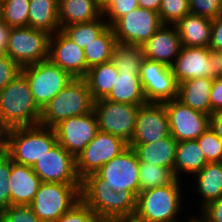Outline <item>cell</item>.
I'll return each instance as SVG.
<instances>
[{"mask_svg":"<svg viewBox=\"0 0 222 222\" xmlns=\"http://www.w3.org/2000/svg\"><path fill=\"white\" fill-rule=\"evenodd\" d=\"M128 147V143L122 138L98 130L85 149L75 157L78 177L83 180L96 173Z\"/></svg>","mask_w":222,"mask_h":222,"instance_id":"30bf717a","label":"cell"},{"mask_svg":"<svg viewBox=\"0 0 222 222\" xmlns=\"http://www.w3.org/2000/svg\"><path fill=\"white\" fill-rule=\"evenodd\" d=\"M139 105L116 103L106 99L94 101L98 130L132 141Z\"/></svg>","mask_w":222,"mask_h":222,"instance_id":"8fae6325","label":"cell"},{"mask_svg":"<svg viewBox=\"0 0 222 222\" xmlns=\"http://www.w3.org/2000/svg\"><path fill=\"white\" fill-rule=\"evenodd\" d=\"M170 135L177 141L196 140L210 127V115L193 110L174 99L164 102Z\"/></svg>","mask_w":222,"mask_h":222,"instance_id":"9a60e30c","label":"cell"},{"mask_svg":"<svg viewBox=\"0 0 222 222\" xmlns=\"http://www.w3.org/2000/svg\"><path fill=\"white\" fill-rule=\"evenodd\" d=\"M209 48L215 54L222 52V14L212 20V32Z\"/></svg>","mask_w":222,"mask_h":222,"instance_id":"f6af8a7d","label":"cell"},{"mask_svg":"<svg viewBox=\"0 0 222 222\" xmlns=\"http://www.w3.org/2000/svg\"><path fill=\"white\" fill-rule=\"evenodd\" d=\"M118 75L119 72L112 61L94 66L87 71L83 79L94 101L104 99L110 93Z\"/></svg>","mask_w":222,"mask_h":222,"instance_id":"f546056e","label":"cell"},{"mask_svg":"<svg viewBox=\"0 0 222 222\" xmlns=\"http://www.w3.org/2000/svg\"><path fill=\"white\" fill-rule=\"evenodd\" d=\"M182 46L209 47L212 20L189 13L175 24Z\"/></svg>","mask_w":222,"mask_h":222,"instance_id":"cb8c5ba5","label":"cell"},{"mask_svg":"<svg viewBox=\"0 0 222 222\" xmlns=\"http://www.w3.org/2000/svg\"><path fill=\"white\" fill-rule=\"evenodd\" d=\"M190 13L215 19L221 14L222 0H188Z\"/></svg>","mask_w":222,"mask_h":222,"instance_id":"60d3db41","label":"cell"},{"mask_svg":"<svg viewBox=\"0 0 222 222\" xmlns=\"http://www.w3.org/2000/svg\"><path fill=\"white\" fill-rule=\"evenodd\" d=\"M139 7L137 0H115L104 12L103 16L109 20L108 26H112L120 17Z\"/></svg>","mask_w":222,"mask_h":222,"instance_id":"b9f144b4","label":"cell"},{"mask_svg":"<svg viewBox=\"0 0 222 222\" xmlns=\"http://www.w3.org/2000/svg\"><path fill=\"white\" fill-rule=\"evenodd\" d=\"M0 222H42L30 205H11L0 212Z\"/></svg>","mask_w":222,"mask_h":222,"instance_id":"f35d334b","label":"cell"},{"mask_svg":"<svg viewBox=\"0 0 222 222\" xmlns=\"http://www.w3.org/2000/svg\"><path fill=\"white\" fill-rule=\"evenodd\" d=\"M139 164L135 151L128 147L96 173L81 180V185H106L116 193L129 190L137 197L140 192Z\"/></svg>","mask_w":222,"mask_h":222,"instance_id":"5b68a950","label":"cell"},{"mask_svg":"<svg viewBox=\"0 0 222 222\" xmlns=\"http://www.w3.org/2000/svg\"><path fill=\"white\" fill-rule=\"evenodd\" d=\"M41 182L81 184L76 171V160L58 142L34 166Z\"/></svg>","mask_w":222,"mask_h":222,"instance_id":"2e32d148","label":"cell"},{"mask_svg":"<svg viewBox=\"0 0 222 222\" xmlns=\"http://www.w3.org/2000/svg\"><path fill=\"white\" fill-rule=\"evenodd\" d=\"M116 44L114 31L111 26H108L83 49L87 71L94 66L112 61V51Z\"/></svg>","mask_w":222,"mask_h":222,"instance_id":"4dcf8cb0","label":"cell"},{"mask_svg":"<svg viewBox=\"0 0 222 222\" xmlns=\"http://www.w3.org/2000/svg\"><path fill=\"white\" fill-rule=\"evenodd\" d=\"M48 59L60 66L72 78H84L87 64L83 48L57 31L49 38Z\"/></svg>","mask_w":222,"mask_h":222,"instance_id":"d6986e66","label":"cell"},{"mask_svg":"<svg viewBox=\"0 0 222 222\" xmlns=\"http://www.w3.org/2000/svg\"><path fill=\"white\" fill-rule=\"evenodd\" d=\"M104 99L131 105L147 103L140 76H134L132 73H119L110 93Z\"/></svg>","mask_w":222,"mask_h":222,"instance_id":"4316f807","label":"cell"},{"mask_svg":"<svg viewBox=\"0 0 222 222\" xmlns=\"http://www.w3.org/2000/svg\"><path fill=\"white\" fill-rule=\"evenodd\" d=\"M163 25L159 13L137 7L111 27L119 44L142 46Z\"/></svg>","mask_w":222,"mask_h":222,"instance_id":"7c38bea8","label":"cell"},{"mask_svg":"<svg viewBox=\"0 0 222 222\" xmlns=\"http://www.w3.org/2000/svg\"><path fill=\"white\" fill-rule=\"evenodd\" d=\"M50 34L31 27L12 28L6 55L21 68L48 59Z\"/></svg>","mask_w":222,"mask_h":222,"instance_id":"9c48e42d","label":"cell"},{"mask_svg":"<svg viewBox=\"0 0 222 222\" xmlns=\"http://www.w3.org/2000/svg\"><path fill=\"white\" fill-rule=\"evenodd\" d=\"M177 143L178 142L169 135L153 143L128 144V146L135 151L140 163H150L168 168L174 175Z\"/></svg>","mask_w":222,"mask_h":222,"instance_id":"7402d4cb","label":"cell"},{"mask_svg":"<svg viewBox=\"0 0 222 222\" xmlns=\"http://www.w3.org/2000/svg\"><path fill=\"white\" fill-rule=\"evenodd\" d=\"M41 183L32 166L19 164L12 160L9 177L11 205H30Z\"/></svg>","mask_w":222,"mask_h":222,"instance_id":"44dd1931","label":"cell"},{"mask_svg":"<svg viewBox=\"0 0 222 222\" xmlns=\"http://www.w3.org/2000/svg\"><path fill=\"white\" fill-rule=\"evenodd\" d=\"M21 72L26 76L33 98L41 109L73 79L49 59L22 67Z\"/></svg>","mask_w":222,"mask_h":222,"instance_id":"ba28073f","label":"cell"},{"mask_svg":"<svg viewBox=\"0 0 222 222\" xmlns=\"http://www.w3.org/2000/svg\"><path fill=\"white\" fill-rule=\"evenodd\" d=\"M94 110V100L83 78H73L43 108L39 125L54 128L60 122Z\"/></svg>","mask_w":222,"mask_h":222,"instance_id":"277c9868","label":"cell"},{"mask_svg":"<svg viewBox=\"0 0 222 222\" xmlns=\"http://www.w3.org/2000/svg\"><path fill=\"white\" fill-rule=\"evenodd\" d=\"M171 68L177 84L199 77H220L217 57L209 47L182 46Z\"/></svg>","mask_w":222,"mask_h":222,"instance_id":"4fadbf2b","label":"cell"},{"mask_svg":"<svg viewBox=\"0 0 222 222\" xmlns=\"http://www.w3.org/2000/svg\"><path fill=\"white\" fill-rule=\"evenodd\" d=\"M169 135V119L164 103L139 105L134 136L129 144L153 143Z\"/></svg>","mask_w":222,"mask_h":222,"instance_id":"ac0fdd59","label":"cell"},{"mask_svg":"<svg viewBox=\"0 0 222 222\" xmlns=\"http://www.w3.org/2000/svg\"><path fill=\"white\" fill-rule=\"evenodd\" d=\"M196 218H190L187 222H193Z\"/></svg>","mask_w":222,"mask_h":222,"instance_id":"11a10c76","label":"cell"},{"mask_svg":"<svg viewBox=\"0 0 222 222\" xmlns=\"http://www.w3.org/2000/svg\"><path fill=\"white\" fill-rule=\"evenodd\" d=\"M143 59L142 46L117 43L112 51V62L119 73H132L134 76H139Z\"/></svg>","mask_w":222,"mask_h":222,"instance_id":"1f68e13d","label":"cell"},{"mask_svg":"<svg viewBox=\"0 0 222 222\" xmlns=\"http://www.w3.org/2000/svg\"><path fill=\"white\" fill-rule=\"evenodd\" d=\"M196 140L208 162H222V140L210 127Z\"/></svg>","mask_w":222,"mask_h":222,"instance_id":"74e56055","label":"cell"},{"mask_svg":"<svg viewBox=\"0 0 222 222\" xmlns=\"http://www.w3.org/2000/svg\"><path fill=\"white\" fill-rule=\"evenodd\" d=\"M218 60V65H219V73H220V77L222 78V52L215 54Z\"/></svg>","mask_w":222,"mask_h":222,"instance_id":"f5cc1de1","label":"cell"},{"mask_svg":"<svg viewBox=\"0 0 222 222\" xmlns=\"http://www.w3.org/2000/svg\"><path fill=\"white\" fill-rule=\"evenodd\" d=\"M81 184L42 182L30 204L42 222H56L81 200Z\"/></svg>","mask_w":222,"mask_h":222,"instance_id":"52a82bcc","label":"cell"},{"mask_svg":"<svg viewBox=\"0 0 222 222\" xmlns=\"http://www.w3.org/2000/svg\"><path fill=\"white\" fill-rule=\"evenodd\" d=\"M12 28L0 18V54H6Z\"/></svg>","mask_w":222,"mask_h":222,"instance_id":"7dc6e473","label":"cell"},{"mask_svg":"<svg viewBox=\"0 0 222 222\" xmlns=\"http://www.w3.org/2000/svg\"><path fill=\"white\" fill-rule=\"evenodd\" d=\"M159 16L163 24L175 25L190 13L188 0H161Z\"/></svg>","mask_w":222,"mask_h":222,"instance_id":"d590c367","label":"cell"},{"mask_svg":"<svg viewBox=\"0 0 222 222\" xmlns=\"http://www.w3.org/2000/svg\"><path fill=\"white\" fill-rule=\"evenodd\" d=\"M144 58L172 66L182 43L175 25L163 24L143 45Z\"/></svg>","mask_w":222,"mask_h":222,"instance_id":"ffe728a7","label":"cell"},{"mask_svg":"<svg viewBox=\"0 0 222 222\" xmlns=\"http://www.w3.org/2000/svg\"><path fill=\"white\" fill-rule=\"evenodd\" d=\"M81 200L100 218L133 219L137 197L129 190L114 192L106 185H81Z\"/></svg>","mask_w":222,"mask_h":222,"instance_id":"8992f818","label":"cell"},{"mask_svg":"<svg viewBox=\"0 0 222 222\" xmlns=\"http://www.w3.org/2000/svg\"><path fill=\"white\" fill-rule=\"evenodd\" d=\"M57 142L71 155L76 157L95 137L98 131V120L94 112L70 117L54 128Z\"/></svg>","mask_w":222,"mask_h":222,"instance_id":"e0dca14e","label":"cell"},{"mask_svg":"<svg viewBox=\"0 0 222 222\" xmlns=\"http://www.w3.org/2000/svg\"><path fill=\"white\" fill-rule=\"evenodd\" d=\"M2 132H1V130H0V145H1V141H2Z\"/></svg>","mask_w":222,"mask_h":222,"instance_id":"db71d44e","label":"cell"},{"mask_svg":"<svg viewBox=\"0 0 222 222\" xmlns=\"http://www.w3.org/2000/svg\"><path fill=\"white\" fill-rule=\"evenodd\" d=\"M105 17L101 16L90 22L75 23L63 27L60 31L79 47L85 48L107 27Z\"/></svg>","mask_w":222,"mask_h":222,"instance_id":"d6a6232c","label":"cell"},{"mask_svg":"<svg viewBox=\"0 0 222 222\" xmlns=\"http://www.w3.org/2000/svg\"><path fill=\"white\" fill-rule=\"evenodd\" d=\"M210 128L222 140V110L210 115Z\"/></svg>","mask_w":222,"mask_h":222,"instance_id":"c3c4849f","label":"cell"},{"mask_svg":"<svg viewBox=\"0 0 222 222\" xmlns=\"http://www.w3.org/2000/svg\"><path fill=\"white\" fill-rule=\"evenodd\" d=\"M42 109L33 98L26 76L17 77L0 91V130L39 125Z\"/></svg>","mask_w":222,"mask_h":222,"instance_id":"6da1fadb","label":"cell"},{"mask_svg":"<svg viewBox=\"0 0 222 222\" xmlns=\"http://www.w3.org/2000/svg\"><path fill=\"white\" fill-rule=\"evenodd\" d=\"M137 1H138L139 7L146 8V9H149L158 13L161 0H137Z\"/></svg>","mask_w":222,"mask_h":222,"instance_id":"681fc988","label":"cell"},{"mask_svg":"<svg viewBox=\"0 0 222 222\" xmlns=\"http://www.w3.org/2000/svg\"><path fill=\"white\" fill-rule=\"evenodd\" d=\"M201 213L196 217L197 222H222V197L208 203Z\"/></svg>","mask_w":222,"mask_h":222,"instance_id":"ee69618b","label":"cell"},{"mask_svg":"<svg viewBox=\"0 0 222 222\" xmlns=\"http://www.w3.org/2000/svg\"><path fill=\"white\" fill-rule=\"evenodd\" d=\"M99 219L100 217L80 200L56 222H98Z\"/></svg>","mask_w":222,"mask_h":222,"instance_id":"ab89813d","label":"cell"},{"mask_svg":"<svg viewBox=\"0 0 222 222\" xmlns=\"http://www.w3.org/2000/svg\"><path fill=\"white\" fill-rule=\"evenodd\" d=\"M59 0H30L28 27L50 35L60 31Z\"/></svg>","mask_w":222,"mask_h":222,"instance_id":"484cf974","label":"cell"},{"mask_svg":"<svg viewBox=\"0 0 222 222\" xmlns=\"http://www.w3.org/2000/svg\"><path fill=\"white\" fill-rule=\"evenodd\" d=\"M12 168L11 157L0 146V212L11 206L9 177Z\"/></svg>","mask_w":222,"mask_h":222,"instance_id":"8d00e7d4","label":"cell"},{"mask_svg":"<svg viewBox=\"0 0 222 222\" xmlns=\"http://www.w3.org/2000/svg\"><path fill=\"white\" fill-rule=\"evenodd\" d=\"M213 78L199 77L178 84L177 100L193 110L211 115L210 91Z\"/></svg>","mask_w":222,"mask_h":222,"instance_id":"603a6c76","label":"cell"},{"mask_svg":"<svg viewBox=\"0 0 222 222\" xmlns=\"http://www.w3.org/2000/svg\"><path fill=\"white\" fill-rule=\"evenodd\" d=\"M21 67L6 54H0V91L21 72Z\"/></svg>","mask_w":222,"mask_h":222,"instance_id":"7bdbcfd3","label":"cell"},{"mask_svg":"<svg viewBox=\"0 0 222 222\" xmlns=\"http://www.w3.org/2000/svg\"><path fill=\"white\" fill-rule=\"evenodd\" d=\"M208 161L201 150L197 140L179 141L176 147L174 161V176L179 179L183 174L194 175L199 172ZM179 175V176H178Z\"/></svg>","mask_w":222,"mask_h":222,"instance_id":"83f0119b","label":"cell"},{"mask_svg":"<svg viewBox=\"0 0 222 222\" xmlns=\"http://www.w3.org/2000/svg\"><path fill=\"white\" fill-rule=\"evenodd\" d=\"M174 179L175 176L168 168L150 163L139 164L140 192L147 189L168 185Z\"/></svg>","mask_w":222,"mask_h":222,"instance_id":"836d02e7","label":"cell"},{"mask_svg":"<svg viewBox=\"0 0 222 222\" xmlns=\"http://www.w3.org/2000/svg\"><path fill=\"white\" fill-rule=\"evenodd\" d=\"M194 176L197 178V193L203 198L201 209L222 197V162H208Z\"/></svg>","mask_w":222,"mask_h":222,"instance_id":"f1b7e54d","label":"cell"},{"mask_svg":"<svg viewBox=\"0 0 222 222\" xmlns=\"http://www.w3.org/2000/svg\"><path fill=\"white\" fill-rule=\"evenodd\" d=\"M0 18H1V1H0Z\"/></svg>","mask_w":222,"mask_h":222,"instance_id":"9f6ffc18","label":"cell"},{"mask_svg":"<svg viewBox=\"0 0 222 222\" xmlns=\"http://www.w3.org/2000/svg\"><path fill=\"white\" fill-rule=\"evenodd\" d=\"M60 30L70 24L90 22L103 16L97 0H59Z\"/></svg>","mask_w":222,"mask_h":222,"instance_id":"d4e9b609","label":"cell"},{"mask_svg":"<svg viewBox=\"0 0 222 222\" xmlns=\"http://www.w3.org/2000/svg\"><path fill=\"white\" fill-rule=\"evenodd\" d=\"M180 179L170 184L139 192L136 199L135 222H179L182 192Z\"/></svg>","mask_w":222,"mask_h":222,"instance_id":"3957f363","label":"cell"},{"mask_svg":"<svg viewBox=\"0 0 222 222\" xmlns=\"http://www.w3.org/2000/svg\"><path fill=\"white\" fill-rule=\"evenodd\" d=\"M56 143L53 128L36 125L6 130L0 146L14 162L33 167Z\"/></svg>","mask_w":222,"mask_h":222,"instance_id":"7a4b0ae2","label":"cell"},{"mask_svg":"<svg viewBox=\"0 0 222 222\" xmlns=\"http://www.w3.org/2000/svg\"><path fill=\"white\" fill-rule=\"evenodd\" d=\"M139 76L147 102L164 103L177 99L178 84L170 66L144 58Z\"/></svg>","mask_w":222,"mask_h":222,"instance_id":"5bb4252c","label":"cell"},{"mask_svg":"<svg viewBox=\"0 0 222 222\" xmlns=\"http://www.w3.org/2000/svg\"><path fill=\"white\" fill-rule=\"evenodd\" d=\"M30 0H2L1 18L11 28L28 27Z\"/></svg>","mask_w":222,"mask_h":222,"instance_id":"e575fe53","label":"cell"},{"mask_svg":"<svg viewBox=\"0 0 222 222\" xmlns=\"http://www.w3.org/2000/svg\"><path fill=\"white\" fill-rule=\"evenodd\" d=\"M99 7L104 12L115 0H97Z\"/></svg>","mask_w":222,"mask_h":222,"instance_id":"f907efd6","label":"cell"},{"mask_svg":"<svg viewBox=\"0 0 222 222\" xmlns=\"http://www.w3.org/2000/svg\"><path fill=\"white\" fill-rule=\"evenodd\" d=\"M211 114L222 110V78H214L210 91Z\"/></svg>","mask_w":222,"mask_h":222,"instance_id":"bcb514c9","label":"cell"},{"mask_svg":"<svg viewBox=\"0 0 222 222\" xmlns=\"http://www.w3.org/2000/svg\"><path fill=\"white\" fill-rule=\"evenodd\" d=\"M98 222H129L127 218H100Z\"/></svg>","mask_w":222,"mask_h":222,"instance_id":"816d5d0a","label":"cell"}]
</instances>
